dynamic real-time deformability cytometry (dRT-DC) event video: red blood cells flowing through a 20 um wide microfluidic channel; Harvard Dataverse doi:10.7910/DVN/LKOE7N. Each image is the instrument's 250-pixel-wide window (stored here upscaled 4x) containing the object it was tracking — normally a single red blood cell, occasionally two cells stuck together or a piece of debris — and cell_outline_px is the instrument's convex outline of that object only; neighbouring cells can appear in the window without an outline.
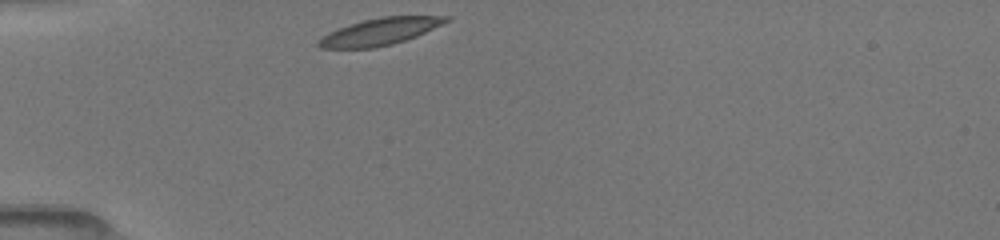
{"species": "common noctule bat (a hibernating species)", "species_latin": "Nyctalus noctula", "temperature_condition": "room temperature", "stored_images_in_passage": 30, "camera_frame_rate_fps": 3000, "um_per_image_px": 0.085, "animal": {"sex": "female", "body_mass_g": 19.5, "forearm_length_mm": 54.1}, "frame": {"image": 1, "passage_image": 1, "time_ms": 0.0, "image_size_px": [1000, 240], "cell_outline_px": [[452, 20], [416, 36], [392, 44], [372, 48], [320, 48], [316, 44], [316, 40], [348, 24], [380, 16], [452, 16]], "centroid_in_image_um": [32.32, 2.68], "position_along_channel_um": 52.7, "area_um2": 19.88}}
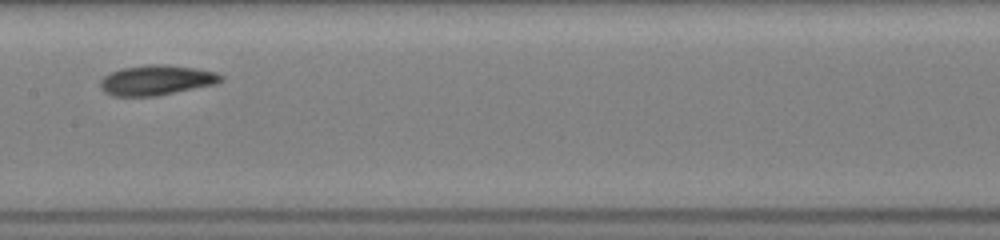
{"frame": {"image": 2, "passage_image": 13, "time_ms": 4.0, "image_size_px": [1000, 240], "cell_outline_px": [[224, 80], [216, 84], [156, 96], [112, 96], [104, 92], [100, 88], [100, 80], [104, 76], [120, 68], [148, 64], [164, 64], [196, 68], [216, 72], [224, 76]], "centroid_in_image_um": [13.3, 6.81], "position_along_channel_um": 194.1, "area_um2": 21.33}}
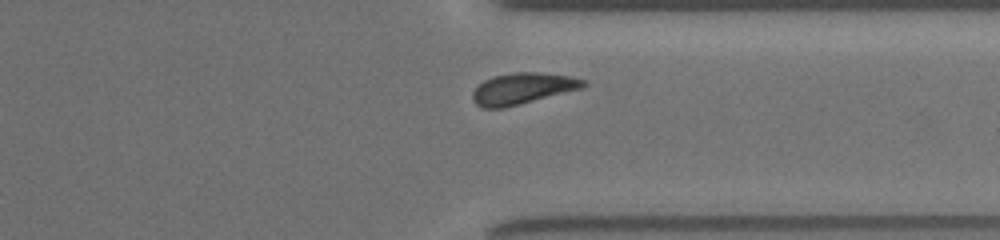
{"frame": {"image": 3, "passage_image": 26, "time_ms": 8.333, "image_size_px": [1000, 240], "cell_outline_px": [[588, 84], [584, 88], [504, 108], [480, 108], [472, 100], [472, 92], [484, 80], [492, 76], [512, 72], [540, 72], [572, 76], [584, 80]], "centroid_in_image_um": [44.43, 7.52], "position_along_channel_um": 367.0, "area_um2": 20.4}, "authors_computed_cell_mechanics": {"area_um2": 20.4323, "velocity_mm_per_s": 3.9855, "shape_relaxation_time_tau1_ms": 1.913, "shape_relaxation_time_tau2_ms": 2.56, "deformation_change_tau1": 0.1018, "deformation_change_tau2": 0.0844}}